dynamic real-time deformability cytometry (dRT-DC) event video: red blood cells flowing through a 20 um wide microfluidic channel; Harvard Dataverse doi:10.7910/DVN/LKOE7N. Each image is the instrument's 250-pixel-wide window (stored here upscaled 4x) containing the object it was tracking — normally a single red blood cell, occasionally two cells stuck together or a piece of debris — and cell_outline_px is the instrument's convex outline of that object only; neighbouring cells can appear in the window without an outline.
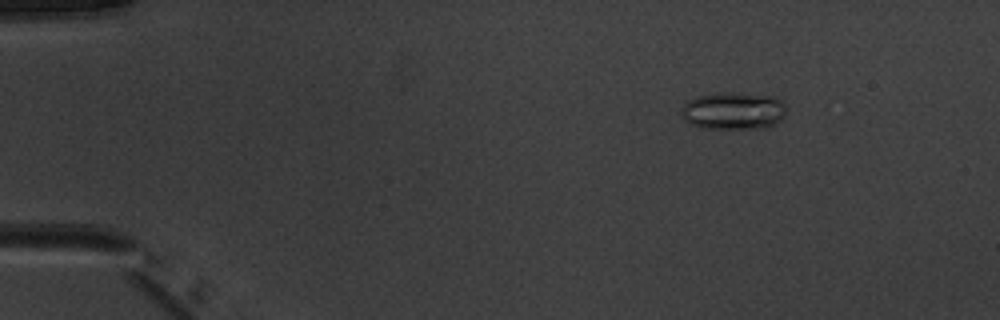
{"species": "common noctule bat (a hibernating species)", "species_latin": "Nyctalus noctula", "temperature_condition": "warm", "stored_images_in_passage": 52, "camera_frame_rate_fps": 3000, "um_per_image_px": 0.085, "animal": {"sex": "male", "body_mass_g": 20.1, "forearm_length_mm": 53.5}, "frame": {"image": 1, "passage_image": 8, "time_ms": 2.333, "image_size_px": [1000, 320], "cell_outline_px": [[784, 116], [780, 120], [764, 128], [700, 128], [684, 120], [680, 116], [680, 112], [684, 104], [688, 100], [696, 96], [724, 92], [732, 92], [772, 96], [780, 100], [784, 104]], "centroid_in_image_um": [62.28, 9.41], "position_along_channel_um": 22.7, "area_um2": 22.83}}
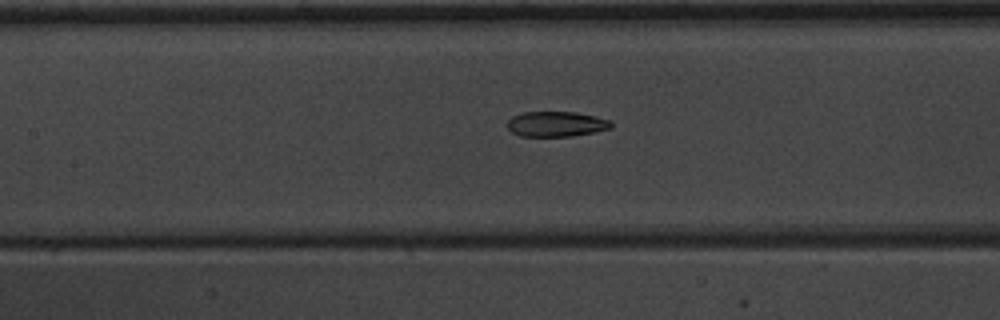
{"frame": {"image": 2, "passage_image": 25, "time_ms": 8.0, "image_size_px": [1000, 320], "cell_outline_px": [[612, 128], [596, 132], [572, 136], [520, 136], [512, 132], [508, 128], [508, 120], [512, 116], [524, 112], [576, 112], [596, 116], [612, 120]], "centroid_in_image_um": [47.32, 10.54], "position_along_channel_um": 160.1, "area_um2": 15.37}}
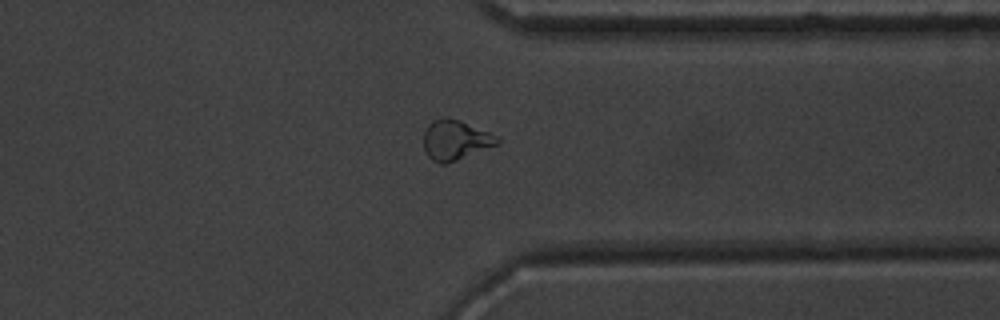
{"frame": {"image": 3, "passage_image": 41, "time_ms": 13.333, "image_size_px": [1000, 320], "cell_outline_px": [[500, 144], [456, 160], [444, 164], [440, 164], [432, 160], [428, 156], [424, 148], [424, 132], [428, 124], [432, 120], [444, 116], [448, 116], [460, 120], [488, 132], [496, 136], [500, 140]], "centroid_in_image_um": [38.69, 11.89], "position_along_channel_um": 372.7, "area_um2": 17.17}, "authors_computed_cell_mechanics": {"area_um2": 16.9932, "velocity_mm_per_s": 4.0098, "shape_relaxation_time_tau1_ms": 6.5699, "shape_relaxation_time_tau2_ms": 3.0459, "deformation_change_tau1": 0.1878, "deformation_change_tau2": 0.0824}}